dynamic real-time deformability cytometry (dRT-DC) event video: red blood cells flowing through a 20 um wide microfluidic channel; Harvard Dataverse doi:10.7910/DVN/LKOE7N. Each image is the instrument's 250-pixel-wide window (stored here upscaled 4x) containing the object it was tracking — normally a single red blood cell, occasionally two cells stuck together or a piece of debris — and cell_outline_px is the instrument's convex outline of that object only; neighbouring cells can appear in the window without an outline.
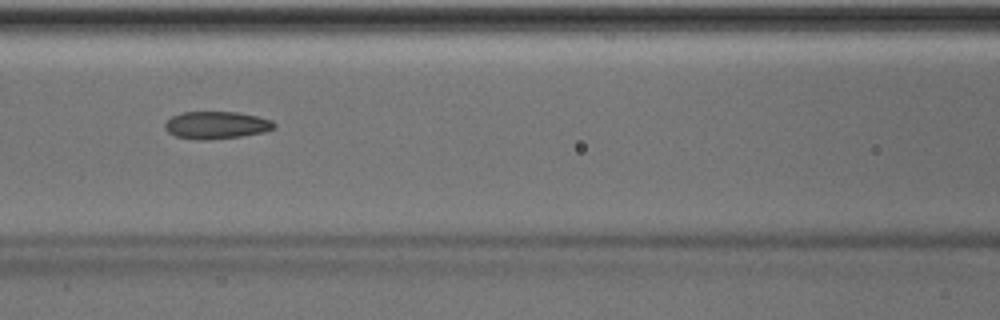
{"species": "Egyptian fruit bat (a non-hibernating species)", "species_latin": "Rousettus aegyptiacus", "temperature_condition": "room temperature", "stored_images_in_passage": 51, "segment_of_instrument_passage": [1, 2], "camera_frame_rate_fps": 3000, "um_per_image_px": 0.085, "animal": {"sex": "male"}, "frame": {"image": 1, "passage_image": 22, "time_ms": 7.0, "image_size_px": [1000, 320], "cell_outline_px": [[276, 128], [264, 132], [240, 136], [208, 140], [196, 140], [176, 136], [168, 132], [164, 128], [164, 124], [172, 116], [184, 112], [236, 112], [256, 116], [272, 120], [276, 124]], "centroid_in_image_um": [18.39, 10.64], "position_along_channel_um": 148.2, "area_um2": 17.46}}
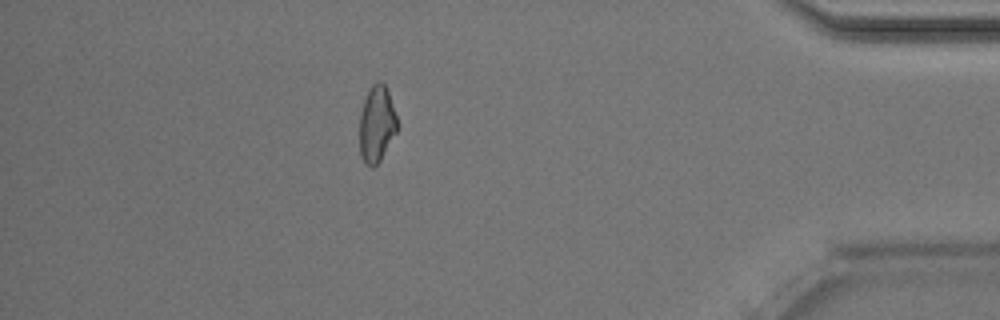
{"frame": {"image": 2, "passage_image": 44, "time_ms": 14.333, "image_size_px": [1000, 320], "cell_outline_px": [[396, 132], [380, 160], [372, 168], [364, 164], [360, 156], [360, 112], [368, 88], [372, 84], [380, 80], [384, 84], [388, 92], [396, 116]], "centroid_in_image_um": [31.99, 10.54], "position_along_channel_um": 403.2, "area_um2": 16.65}}